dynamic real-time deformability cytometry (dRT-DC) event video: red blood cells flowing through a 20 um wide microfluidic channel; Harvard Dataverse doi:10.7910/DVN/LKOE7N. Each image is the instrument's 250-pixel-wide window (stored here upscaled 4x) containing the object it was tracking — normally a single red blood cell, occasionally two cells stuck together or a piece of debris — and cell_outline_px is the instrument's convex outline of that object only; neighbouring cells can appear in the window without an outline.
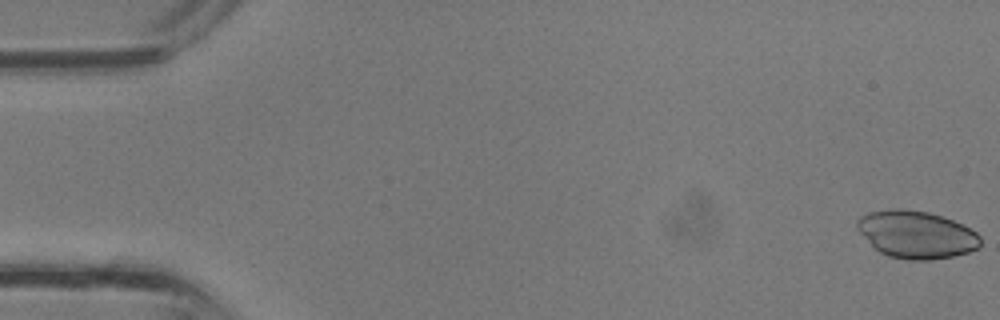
{"species": "common noctule bat (a hibernating species)", "species_latin": "Nyctalus noctula", "temperature_condition": "room temperature", "stored_images_in_passage": 35, "camera_frame_rate_fps": 3000, "um_per_image_px": 0.085, "animal": {"sex": "male", "body_mass_g": 13.3}, "frame": {"image": 1, "passage_image": 1, "time_ms": 0.0, "image_size_px": [1000, 320], "cell_outline_px": [[980, 248], [968, 252], [952, 256], [932, 260], [908, 260], [888, 256], [880, 252], [856, 228], [856, 220], [860, 216], [868, 212], [892, 208], [904, 208], [928, 212], [952, 220], [976, 232], [980, 236]], "centroid_in_image_um": [77.87, 19.93], "position_along_channel_um": 7.1, "area_um2": 34.04}}